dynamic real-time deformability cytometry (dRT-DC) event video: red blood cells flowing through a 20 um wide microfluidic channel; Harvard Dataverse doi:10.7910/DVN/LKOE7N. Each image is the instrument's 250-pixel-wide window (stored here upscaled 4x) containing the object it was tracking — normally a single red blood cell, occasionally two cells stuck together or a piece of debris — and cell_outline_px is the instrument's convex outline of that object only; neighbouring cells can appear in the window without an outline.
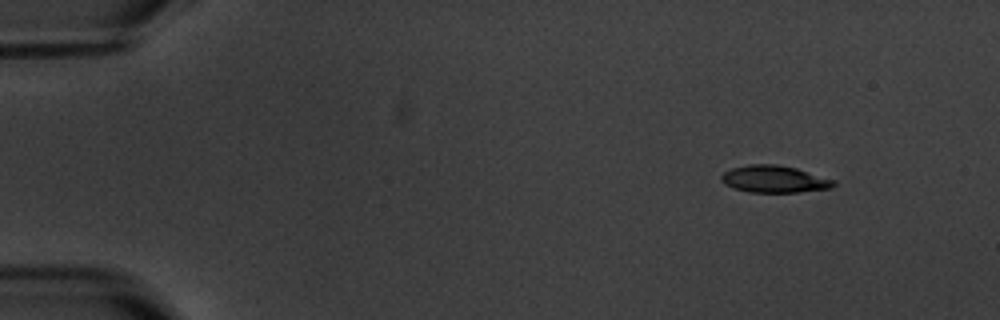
{"species": "common noctule bat (a hibernating species)", "species_latin": "Nyctalus noctula", "temperature_condition": "warm", "stored_images_in_passage": 4, "camera_frame_rate_fps": 3000, "um_per_image_px": 0.085, "animal": {"sex": "male", "body_mass_g": 20.1, "forearm_length_mm": 53.5}, "frame": {"image": 1, "passage_image": 1, "time_ms": 0.0, "image_size_px": [1000, 320], "cell_outline_px": [[836, 184], [832, 188], [796, 192], [748, 192], [724, 184], [720, 180], [720, 176], [724, 172], [732, 168], [748, 164], [776, 164], [796, 168], [832, 180]], "centroid_in_image_um": [65.76, 15.22], "position_along_channel_um": 19.2, "area_um2": 17.51}}
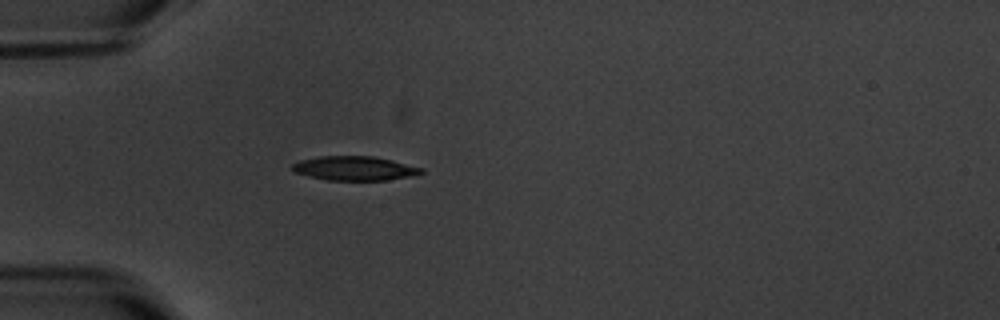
{"frame": {"image": 2, "passage_image": 4, "time_ms": 3.667, "image_size_px": [1000, 320], "cell_outline_px": [[424, 172], [408, 176], [388, 180], [328, 180], [308, 176], [292, 172], [292, 164], [300, 160], [320, 156], [372, 156], [392, 160], [424, 168]], "centroid_in_image_um": [30.11, 14.3], "position_along_channel_um": 54.9, "area_um2": 18.15}}